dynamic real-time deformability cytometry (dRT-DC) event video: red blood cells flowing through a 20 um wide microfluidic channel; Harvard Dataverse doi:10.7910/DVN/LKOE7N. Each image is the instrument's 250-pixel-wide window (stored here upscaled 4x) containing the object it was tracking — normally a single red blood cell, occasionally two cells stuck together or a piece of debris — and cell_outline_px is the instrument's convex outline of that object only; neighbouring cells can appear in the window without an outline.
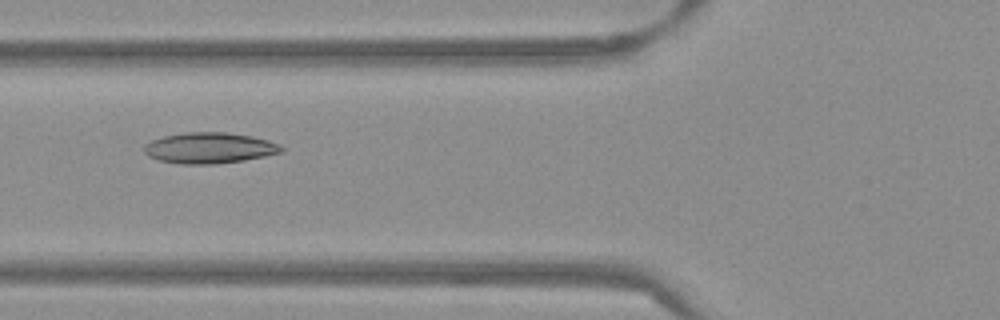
{"species": "Egyptian fruit bat (a non-hibernating species)", "species_latin": "Rousettus aegyptiacus", "temperature_condition": "warm", "stored_images_in_passage": 53, "camera_frame_rate_fps": 3000, "um_per_image_px": 0.085, "frame": {"image": 1, "passage_image": 20, "time_ms": 6.333, "image_size_px": [1000, 320], "cell_outline_px": [[284, 152], [244, 160], [216, 164], [180, 164], [160, 160], [148, 156], [144, 152], [144, 144], [152, 140], [164, 136], [184, 132], [228, 132], [252, 136], [268, 140], [280, 144], [284, 148]], "centroid_in_image_um": [17.82, 12.57], "position_along_channel_um": 108.0, "area_um2": 24.85}}
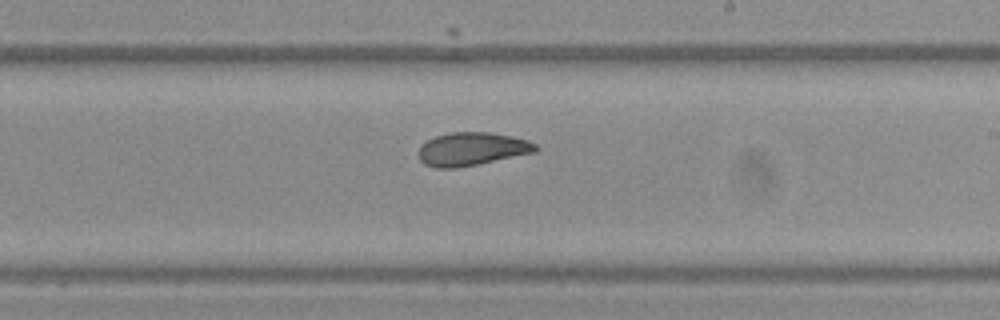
{"frame": {"image": 2, "passage_image": 31, "time_ms": 10.0, "image_size_px": [1000, 320], "cell_outline_px": [[540, 148], [536, 152], [456, 168], [436, 168], [424, 164], [420, 160], [416, 152], [420, 144], [436, 136], [452, 132], [492, 132], [512, 136], [528, 140], [536, 144]], "centroid_in_image_um": [40.08, 12.66], "position_along_channel_um": 248.9, "area_um2": 22.83}}
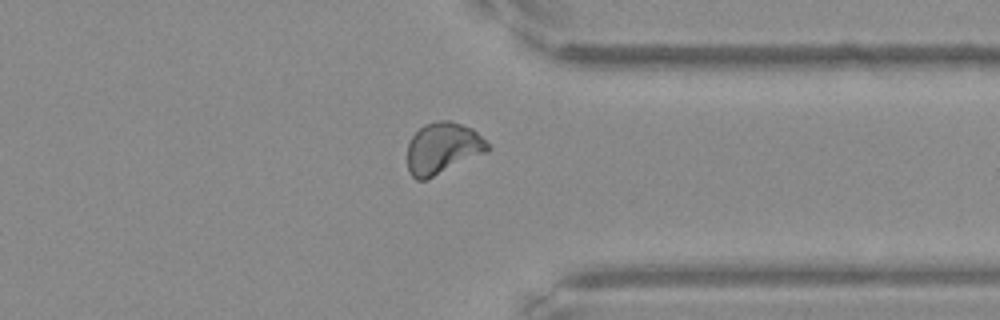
{"frame": {"image": 3, "passage_image": 41, "time_ms": 13.333, "image_size_px": [1000, 320], "cell_outline_px": [[492, 148], [488, 152], [424, 180], [416, 180], [408, 172], [408, 144], [412, 136], [424, 124], [436, 120], [448, 120], [472, 128]], "centroid_in_image_um": [37.63, 12.59], "position_along_channel_um": 373.8, "area_um2": 23.93}, "authors_computed_cell_mechanics": {"area_um2": 23.8136, "velocity_mm_per_s": 3.833, "shape_relaxation_time_tau1_ms": null, "shape_relaxation_time_tau2_ms": 1.9883, "deformation_change_tau1": null, "deformation_change_tau2": 0.0684}}